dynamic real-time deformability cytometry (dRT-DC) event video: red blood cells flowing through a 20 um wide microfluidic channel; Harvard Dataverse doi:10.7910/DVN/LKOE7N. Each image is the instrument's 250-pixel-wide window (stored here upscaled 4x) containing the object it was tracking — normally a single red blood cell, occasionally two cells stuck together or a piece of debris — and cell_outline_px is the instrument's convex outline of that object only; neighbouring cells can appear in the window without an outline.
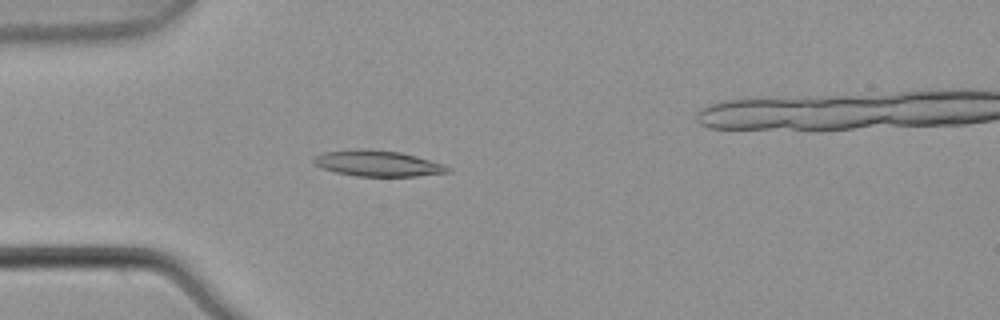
{"species": "common noctule bat (a hibernating species)", "species_latin": "Nyctalus noctula", "temperature_condition": "warm", "stored_images_in_passage": 5, "camera_frame_rate_fps": 3000, "um_per_image_px": 0.085, "animal": {"sex": "male", "body_mass_g": 21.5, "forearm_length_mm": 52.0}, "frame": {"image": 1, "passage_image": 4, "time_ms": 1.0, "image_size_px": [1000, 320], "cell_outline_px": [[452, 172], [416, 176], [356, 176], [336, 172], [320, 168], [312, 164], [312, 156], [324, 152], [356, 148], [368, 148], [400, 152], [416, 156], [444, 164], [452, 168]], "centroid_in_image_um": [32.07, 13.88], "position_along_channel_um": 52.9, "area_um2": 20.63}}